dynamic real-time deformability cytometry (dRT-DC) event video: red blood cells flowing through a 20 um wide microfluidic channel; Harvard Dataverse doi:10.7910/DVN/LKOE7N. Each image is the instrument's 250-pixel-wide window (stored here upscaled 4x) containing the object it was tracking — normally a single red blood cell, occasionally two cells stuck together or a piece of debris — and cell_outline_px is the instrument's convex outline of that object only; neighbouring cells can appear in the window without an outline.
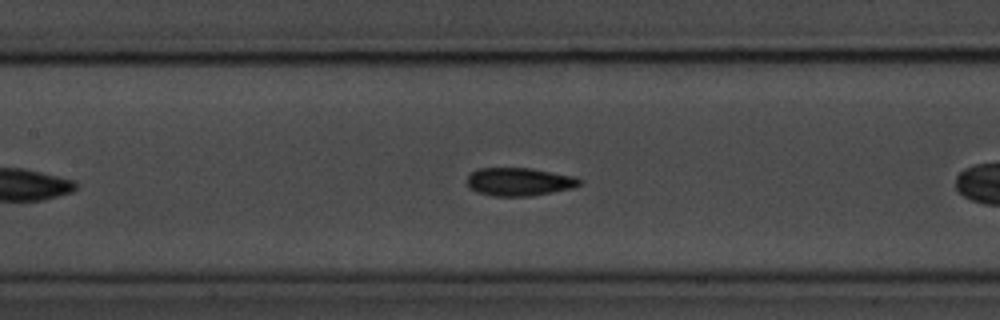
{"species": "common noctule bat (a hibernating species)", "species_latin": "Nyctalus noctula", "temperature_condition": "room temperature", "stored_images_in_passage": 30, "camera_frame_rate_fps": 3000, "um_per_image_px": 0.085, "animal": {"sex": "male", "body_mass_g": 20.1, "forearm_length_mm": 53.5}, "frame": {"image": 1, "passage_image": 13, "time_ms": 4.0, "image_size_px": [1000, 320], "cell_outline_px": [[584, 180], [580, 184], [572, 188], [532, 196], [492, 196], [476, 192], [468, 188], [468, 176], [476, 168], [532, 168], [576, 176]], "centroid_in_image_um": [44.15, 15.44], "position_along_channel_um": 163.3, "area_um2": 18.67}}